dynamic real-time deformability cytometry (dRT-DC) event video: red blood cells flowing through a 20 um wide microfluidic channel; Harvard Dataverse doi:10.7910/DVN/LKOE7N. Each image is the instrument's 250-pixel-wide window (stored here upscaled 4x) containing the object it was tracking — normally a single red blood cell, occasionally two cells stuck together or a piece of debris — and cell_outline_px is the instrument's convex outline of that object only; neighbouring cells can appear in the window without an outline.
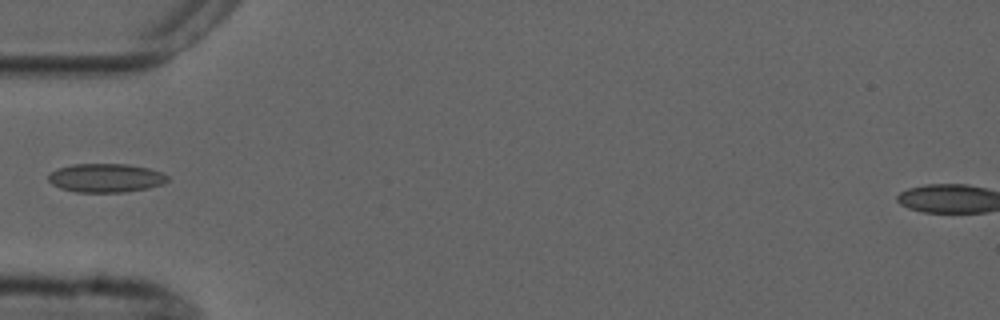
{"species": "common noctule bat (a hibernating species)", "species_latin": "Nyctalus noctula", "temperature_condition": "cold", "stored_images_in_passage": 1, "camera_frame_rate_fps": 3000, "um_per_image_px": 0.085, "animal": {"sex": "male", "forearm_length_mm": 52.5}, "frame": {"image": 1, "passage_image": 1, "time_ms": 0.0, "image_size_px": [1000, 320], "cell_outline_px": [[168, 180], [164, 184], [148, 188], [124, 192], [76, 192], [60, 188], [52, 184], [48, 180], [48, 172], [56, 168], [72, 164], [128, 164], [148, 168], [160, 172], [168, 176]], "centroid_in_image_um": [8.96, 15.12], "position_along_channel_um": 76.0, "area_um2": 20.11}}